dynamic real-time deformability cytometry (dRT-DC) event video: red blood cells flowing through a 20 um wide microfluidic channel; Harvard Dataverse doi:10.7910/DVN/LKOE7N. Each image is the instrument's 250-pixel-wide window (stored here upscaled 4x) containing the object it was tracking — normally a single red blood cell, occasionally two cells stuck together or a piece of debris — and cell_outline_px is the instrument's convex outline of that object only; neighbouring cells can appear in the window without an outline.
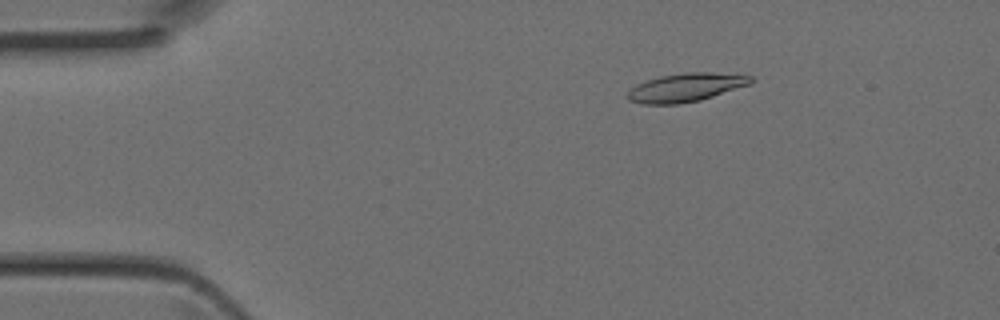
{"species": "Egyptian fruit bat (a non-hibernating species)", "species_latin": "Rousettus aegyptiacus", "temperature_condition": "room temperature", "stored_images_in_passage": 41, "camera_frame_rate_fps": 3000, "um_per_image_px": 0.085, "animal": {"sex": "female"}, "frame": {"image": 1, "passage_image": 4, "time_ms": 1.0, "image_size_px": [1000, 320], "cell_outline_px": [[752, 84], [700, 100], [676, 104], [644, 104], [628, 100], [624, 96], [636, 84], [660, 76], [684, 72], [712, 72], [752, 76]], "centroid_in_image_um": [58.28, 7.43], "position_along_channel_um": 26.7, "area_um2": 20.46}}
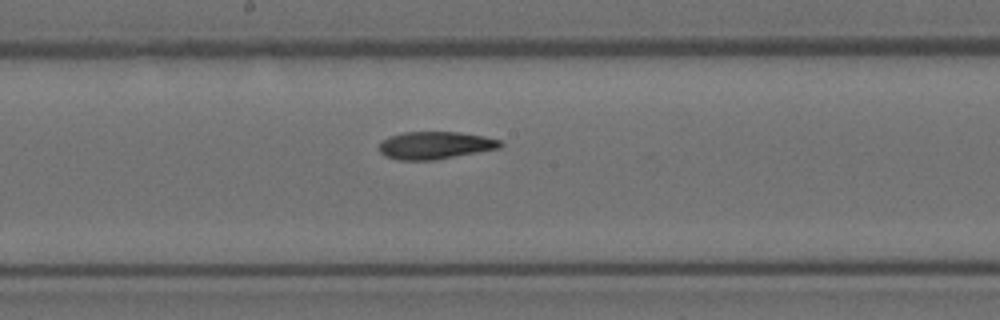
{"frame": {"image": 2, "passage_image": 20, "time_ms": 6.333, "image_size_px": [1000, 320], "cell_outline_px": [[504, 144], [500, 148], [432, 160], [400, 160], [384, 156], [380, 152], [380, 140], [388, 136], [404, 132], [456, 132], [484, 136], [500, 140]], "centroid_in_image_um": [36.95, 12.34], "position_along_channel_um": 211.2, "area_um2": 19.36}}
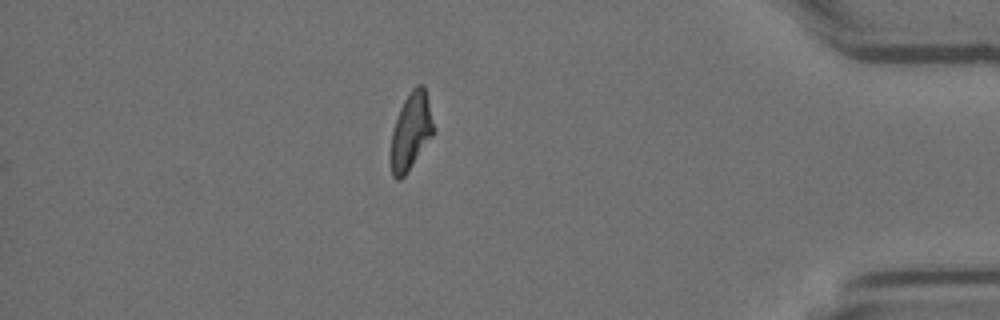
{"frame": {"image": 3, "passage_image": 35, "time_ms": 11.333, "image_size_px": [1000, 320], "cell_outline_px": [[436, 128], [432, 136], [404, 176], [400, 180], [396, 180], [392, 176], [392, 132], [400, 108], [404, 100], [412, 88], [416, 84], [424, 84]], "centroid_in_image_um": [34.97, 11.1], "position_along_channel_um": 400.2, "area_um2": 18.96}}